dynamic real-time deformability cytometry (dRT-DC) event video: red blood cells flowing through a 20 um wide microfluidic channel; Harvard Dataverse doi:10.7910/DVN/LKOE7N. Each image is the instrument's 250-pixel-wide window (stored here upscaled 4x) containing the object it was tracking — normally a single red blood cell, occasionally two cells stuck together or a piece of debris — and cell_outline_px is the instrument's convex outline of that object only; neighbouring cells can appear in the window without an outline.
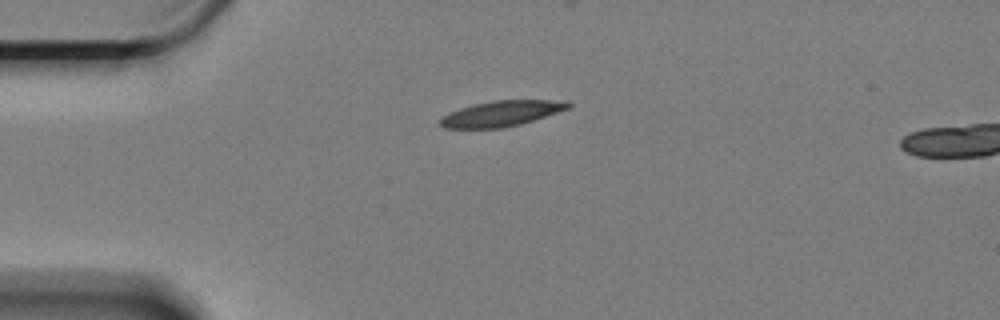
{"species": "Egyptian fruit bat (a non-hibernating species)", "species_latin": "Rousettus aegyptiacus", "temperature_condition": "cold", "stored_images_in_passage": 34, "camera_frame_rate_fps": 3000, "um_per_image_px": 0.085, "animal": {"sex": "female"}, "frame": {"image": 1, "passage_image": 1, "time_ms": 0.0, "image_size_px": [1000, 320], "cell_outline_px": [[572, 104], [568, 108], [520, 124], [504, 128], [444, 128], [440, 124], [440, 120], [448, 112], [472, 104], [492, 100], [568, 100]], "centroid_in_image_um": [42.6, 9.64], "position_along_channel_um": 42.4, "area_um2": 18.96}}
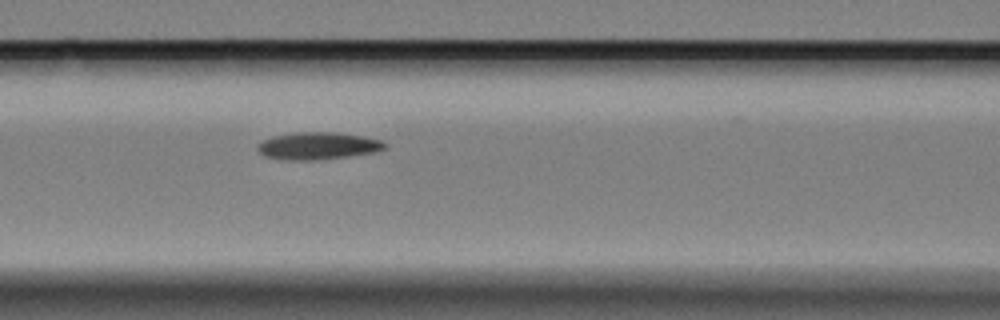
{"frame": {"image": 2, "passage_image": 12, "time_ms": 3.667, "image_size_px": [1000, 320], "cell_outline_px": [[388, 148], [376, 152], [348, 156], [312, 160], [284, 160], [264, 156], [256, 148], [256, 144], [272, 136], [296, 132], [336, 132], [364, 136], [380, 140], [388, 144]], "centroid_in_image_um": [27.03, 12.39], "position_along_channel_um": 139.6, "area_um2": 20.4}}
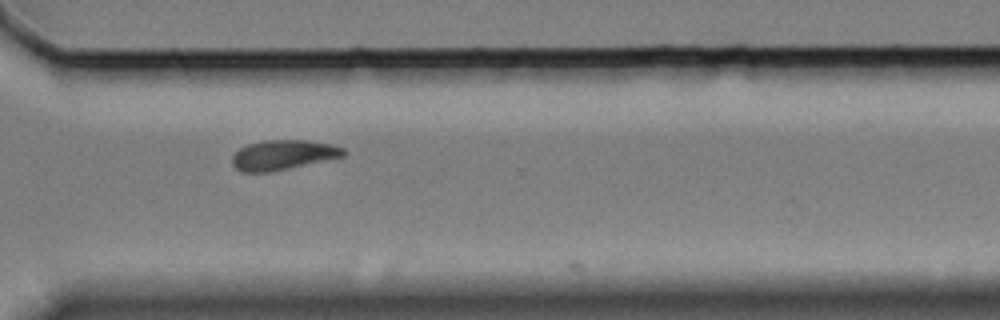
{"frame": {"image": 3, "passage_image": 31, "time_ms": 10.0, "image_size_px": [1000, 320], "cell_outline_px": [[348, 152], [344, 156], [288, 168], [268, 172], [240, 172], [232, 164], [232, 156], [240, 148], [248, 144], [264, 140], [308, 140], [332, 144], [344, 148]], "centroid_in_image_um": [24.07, 13.16], "position_along_channel_um": 346.5, "area_um2": 19.31}}